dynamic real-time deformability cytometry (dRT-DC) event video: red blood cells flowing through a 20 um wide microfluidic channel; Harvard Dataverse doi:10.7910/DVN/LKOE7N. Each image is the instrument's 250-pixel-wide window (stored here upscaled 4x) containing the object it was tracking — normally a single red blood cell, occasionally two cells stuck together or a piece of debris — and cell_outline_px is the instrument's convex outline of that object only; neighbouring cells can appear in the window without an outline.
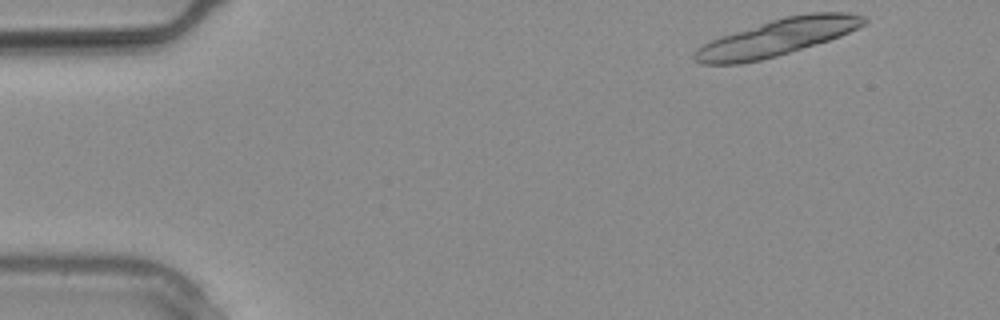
{"species": "common noctule bat (a hibernating species)", "species_latin": "Nyctalus noctula", "temperature_condition": "warm", "stored_images_in_passage": 27, "camera_frame_rate_fps": 3000, "um_per_image_px": 0.085, "animal": {"sex": "male", "body_mass_g": 20.4}, "frame": {"image": 1, "passage_image": 1, "time_ms": 0.0, "image_size_px": [1000, 320], "cell_outline_px": [[868, 20], [864, 24], [840, 36], [816, 44], [776, 56], [760, 60], [740, 64], [700, 64], [692, 60], [692, 56], [704, 44], [720, 36], [784, 16], [808, 12], [848, 12], [864, 16]], "centroid_in_image_um": [66.06, 3.18], "position_along_channel_um": 18.9, "area_um2": 35.95}}